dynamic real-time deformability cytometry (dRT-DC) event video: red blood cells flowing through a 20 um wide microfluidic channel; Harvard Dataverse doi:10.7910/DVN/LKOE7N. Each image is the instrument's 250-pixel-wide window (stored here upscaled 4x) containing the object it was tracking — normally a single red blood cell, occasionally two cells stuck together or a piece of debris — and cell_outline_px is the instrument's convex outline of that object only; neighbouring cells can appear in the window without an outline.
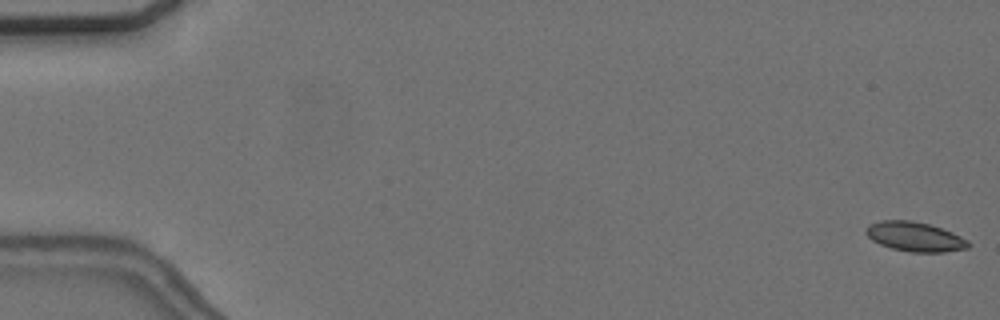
{"species": "common noctule bat (a hibernating species)", "species_latin": "Nyctalus noctula", "temperature_condition": "cold", "stored_images_in_passage": 7, "camera_frame_rate_fps": 3000, "um_per_image_px": 0.085, "animal": {"sex": "female", "body_mass_g": 24.6, "forearm_length_mm": 56.2}, "frame": {"image": 1, "passage_image": 1, "time_ms": 0.0, "image_size_px": [1000, 320], "cell_outline_px": [[972, 244], [968, 248], [944, 252], [912, 252], [892, 248], [880, 244], [872, 240], [864, 232], [868, 224], [880, 220], [912, 220], [928, 224], [952, 232], [968, 240]], "centroid_in_image_um": [77.76, 20.11], "position_along_channel_um": 7.2, "area_um2": 17.63}}